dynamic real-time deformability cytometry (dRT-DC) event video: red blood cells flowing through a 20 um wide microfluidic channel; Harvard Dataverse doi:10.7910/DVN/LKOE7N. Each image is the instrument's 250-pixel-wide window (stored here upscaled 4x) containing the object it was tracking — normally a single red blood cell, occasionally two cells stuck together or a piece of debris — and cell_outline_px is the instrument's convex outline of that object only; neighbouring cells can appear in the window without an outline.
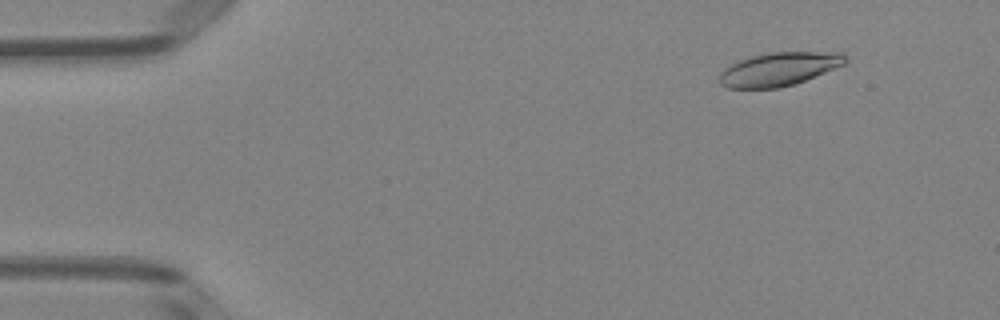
{"species": "Egyptian fruit bat (a non-hibernating species)", "species_latin": "Rousettus aegyptiacus", "temperature_condition": "room temperature", "stored_images_in_passage": 51, "camera_frame_rate_fps": 3000, "um_per_image_px": 0.085, "animal": {"sex": "female"}, "frame": {"image": 1, "passage_image": 6, "time_ms": 1.667, "image_size_px": [1000, 320], "cell_outline_px": [[848, 60], [844, 64], [804, 80], [780, 88], [728, 88], [720, 84], [720, 72], [724, 68], [740, 60], [752, 56], [768, 52], [844, 52], [848, 56]], "centroid_in_image_um": [66.22, 5.86], "position_along_channel_um": 18.8, "area_um2": 24.39}}
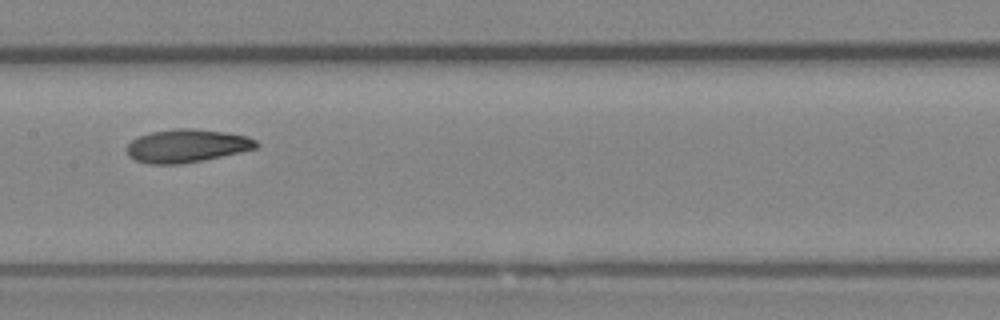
{"frame": {"image": 2, "passage_image": 26, "time_ms": 8.333, "image_size_px": [1000, 320], "cell_outline_px": [[260, 144], [256, 148], [240, 152], [204, 160], [180, 164], [148, 164], [136, 160], [128, 156], [124, 148], [132, 140], [140, 136], [152, 132], [176, 128], [192, 128], [228, 132], [248, 136], [256, 140]], "centroid_in_image_um": [15.88, 12.39], "position_along_channel_um": 191.5, "area_um2": 25.2}}
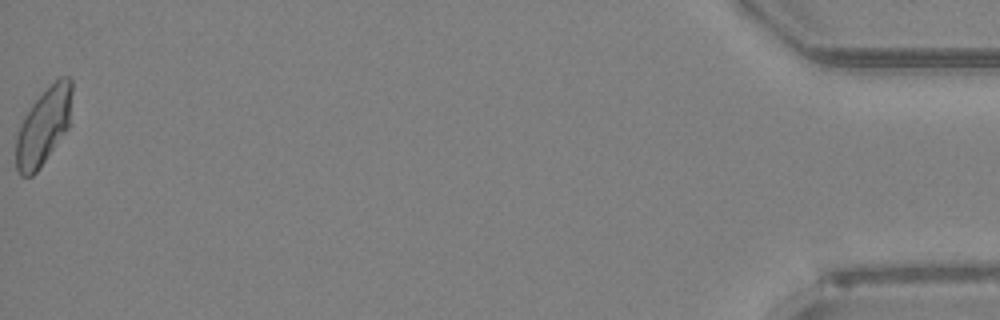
{"frame": {"image": 3, "passage_image": 51, "time_ms": 16.667, "image_size_px": [1000, 320], "cell_outline_px": [[72, 92], [68, 128], [40, 168], [32, 176], [20, 176], [16, 168], [16, 136], [24, 116], [32, 104], [60, 76], [68, 76], [72, 80]], "centroid_in_image_um": [3.7, 10.77], "position_along_channel_um": 431.5, "area_um2": 24.8}, "authors_computed_cell_mechanics": {"area_um2": 24.7962, "velocity_mm_per_s": 4.0407, "shape_relaxation_time_tau1_ms": 6.3467, "shape_relaxation_time_tau2_ms": 3.3881, "deformation_change_tau1": 0.1792, "deformation_change_tau2": 0.0902}}